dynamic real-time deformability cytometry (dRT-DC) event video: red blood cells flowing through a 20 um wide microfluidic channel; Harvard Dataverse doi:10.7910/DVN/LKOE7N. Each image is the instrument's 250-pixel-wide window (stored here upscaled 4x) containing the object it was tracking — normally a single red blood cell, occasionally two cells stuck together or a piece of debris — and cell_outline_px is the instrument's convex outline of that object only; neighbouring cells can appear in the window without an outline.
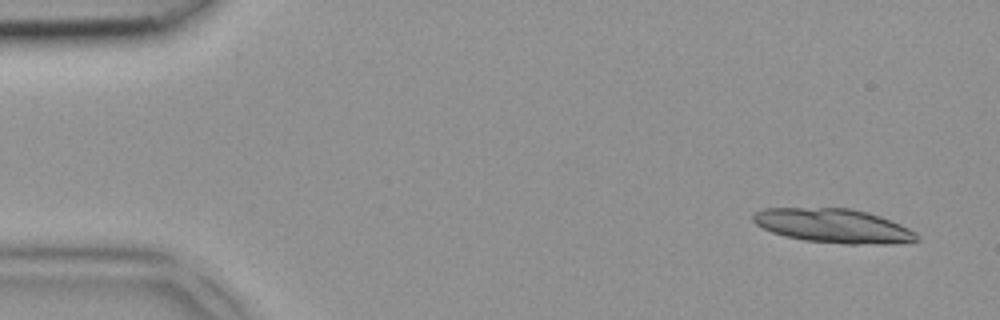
{"species": "common noctule bat (a hibernating species)", "species_latin": "Nyctalus noctula", "temperature_condition": "room temperature", "stored_images_in_passage": 3, "camera_frame_rate_fps": 3000, "um_per_image_px": 0.085, "animal": {"sex": "female", "body_mass_g": 18.4}, "frame": {"image": 1, "passage_image": 1, "time_ms": 0.0, "image_size_px": [1000, 320], "cell_outline_px": [[920, 240], [896, 244], [844, 244], [804, 240], [784, 236], [772, 232], [756, 224], [752, 220], [752, 216], [756, 212], [764, 208], [848, 208], [868, 212], [880, 216], [900, 224], [916, 232], [920, 236]], "centroid_in_image_um": [70.88, 19.2], "position_along_channel_um": 14.1, "area_um2": 32.66}}